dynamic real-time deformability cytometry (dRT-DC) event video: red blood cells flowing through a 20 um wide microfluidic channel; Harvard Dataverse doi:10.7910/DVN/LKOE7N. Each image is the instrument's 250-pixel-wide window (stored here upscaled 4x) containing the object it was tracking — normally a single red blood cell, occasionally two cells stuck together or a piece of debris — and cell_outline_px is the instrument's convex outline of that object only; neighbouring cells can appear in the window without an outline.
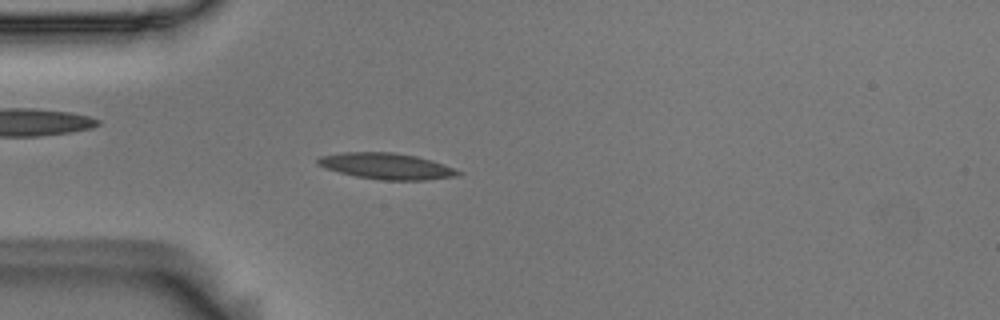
{"species": "Egyptian fruit bat (a non-hibernating species)", "species_latin": "Rousettus aegyptiacus", "temperature_condition": "room temperature", "stored_images_in_passage": 39, "camera_frame_rate_fps": 3000, "um_per_image_px": 0.085, "animal": {"sex": "male"}, "frame": {"image": 1, "passage_image": 7, "time_ms": 2.0, "image_size_px": [1000, 320], "cell_outline_px": [[464, 172], [460, 176], [424, 180], [380, 180], [356, 176], [340, 172], [316, 164], [316, 160], [320, 156], [344, 152], [392, 152], [416, 156], [432, 160], [444, 164]], "centroid_in_image_um": [32.91, 14.12], "position_along_channel_um": 52.1, "area_um2": 21.39}}
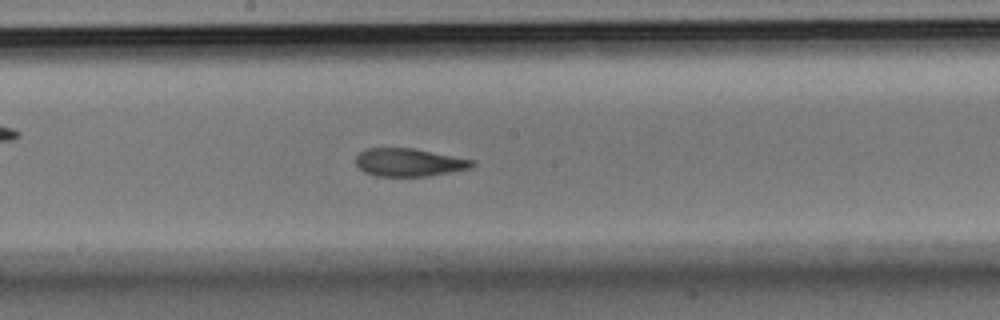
{"frame": {"image": 2, "passage_image": 21, "time_ms": 6.667, "image_size_px": [1000, 320], "cell_outline_px": [[476, 164], [472, 168], [428, 176], [376, 176], [364, 172], [356, 164], [356, 156], [364, 148], [412, 148], [476, 160]], "centroid_in_image_um": [34.79, 13.8], "position_along_channel_um": 213.4, "area_um2": 19.07}}
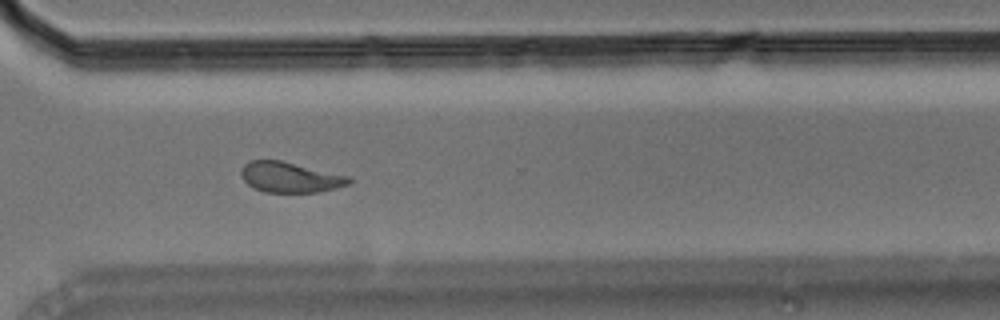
{"frame": {"image": 3, "passage_image": 32, "time_ms": 10.333, "image_size_px": [1000, 320], "cell_outline_px": [[352, 184], [320, 192], [264, 192], [248, 184], [240, 176], [240, 168], [248, 160], [280, 160], [352, 176]], "centroid_in_image_um": [24.69, 15.06], "position_along_channel_um": 345.9, "area_um2": 19.42}, "authors_computed_cell_mechanics": {"area_um2": 19.7676, "velocity_mm_per_s": 3.6185, "shape_relaxation_time_tau1_ms": 5.4503, "shape_relaxation_time_tau2_ms": 2.6632, "deformation_change_tau1": 0.1812, "deformation_change_tau2": 0.0858}}